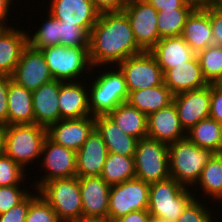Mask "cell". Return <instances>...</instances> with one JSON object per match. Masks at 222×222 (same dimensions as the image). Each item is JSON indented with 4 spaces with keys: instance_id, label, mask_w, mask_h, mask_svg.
I'll list each match as a JSON object with an SVG mask.
<instances>
[{
    "instance_id": "1",
    "label": "cell",
    "mask_w": 222,
    "mask_h": 222,
    "mask_svg": "<svg viewBox=\"0 0 222 222\" xmlns=\"http://www.w3.org/2000/svg\"><path fill=\"white\" fill-rule=\"evenodd\" d=\"M144 52L137 44L131 23L122 11L101 12L91 29L89 58L92 67L117 66Z\"/></svg>"
},
{
    "instance_id": "2",
    "label": "cell",
    "mask_w": 222,
    "mask_h": 222,
    "mask_svg": "<svg viewBox=\"0 0 222 222\" xmlns=\"http://www.w3.org/2000/svg\"><path fill=\"white\" fill-rule=\"evenodd\" d=\"M92 70H95L94 76L96 78L92 75L93 72H91L88 78L90 81L92 80V82L88 80V98L91 116L107 115L119 104L128 101L129 93L125 77L117 66H98Z\"/></svg>"
},
{
    "instance_id": "3",
    "label": "cell",
    "mask_w": 222,
    "mask_h": 222,
    "mask_svg": "<svg viewBox=\"0 0 222 222\" xmlns=\"http://www.w3.org/2000/svg\"><path fill=\"white\" fill-rule=\"evenodd\" d=\"M194 198L190 188L169 177L150 184L148 211L153 222H177Z\"/></svg>"
},
{
    "instance_id": "4",
    "label": "cell",
    "mask_w": 222,
    "mask_h": 222,
    "mask_svg": "<svg viewBox=\"0 0 222 222\" xmlns=\"http://www.w3.org/2000/svg\"><path fill=\"white\" fill-rule=\"evenodd\" d=\"M214 153L195 145L187 137L168 144L170 177L193 189Z\"/></svg>"
},
{
    "instance_id": "5",
    "label": "cell",
    "mask_w": 222,
    "mask_h": 222,
    "mask_svg": "<svg viewBox=\"0 0 222 222\" xmlns=\"http://www.w3.org/2000/svg\"><path fill=\"white\" fill-rule=\"evenodd\" d=\"M46 137L47 128L35 123L8 125L5 128L4 154L29 172L27 167L40 162Z\"/></svg>"
},
{
    "instance_id": "6",
    "label": "cell",
    "mask_w": 222,
    "mask_h": 222,
    "mask_svg": "<svg viewBox=\"0 0 222 222\" xmlns=\"http://www.w3.org/2000/svg\"><path fill=\"white\" fill-rule=\"evenodd\" d=\"M41 51L55 80L63 82L79 81L81 78L86 80L93 71L89 58V47L55 45L41 49Z\"/></svg>"
},
{
    "instance_id": "7",
    "label": "cell",
    "mask_w": 222,
    "mask_h": 222,
    "mask_svg": "<svg viewBox=\"0 0 222 222\" xmlns=\"http://www.w3.org/2000/svg\"><path fill=\"white\" fill-rule=\"evenodd\" d=\"M61 222H82V200L79 178L54 179L38 189Z\"/></svg>"
},
{
    "instance_id": "8",
    "label": "cell",
    "mask_w": 222,
    "mask_h": 222,
    "mask_svg": "<svg viewBox=\"0 0 222 222\" xmlns=\"http://www.w3.org/2000/svg\"><path fill=\"white\" fill-rule=\"evenodd\" d=\"M135 178L154 183L170 177L168 144L151 138L138 140L134 154Z\"/></svg>"
},
{
    "instance_id": "9",
    "label": "cell",
    "mask_w": 222,
    "mask_h": 222,
    "mask_svg": "<svg viewBox=\"0 0 222 222\" xmlns=\"http://www.w3.org/2000/svg\"><path fill=\"white\" fill-rule=\"evenodd\" d=\"M150 184L134 178L110 186L108 221L133 211L148 210Z\"/></svg>"
},
{
    "instance_id": "10",
    "label": "cell",
    "mask_w": 222,
    "mask_h": 222,
    "mask_svg": "<svg viewBox=\"0 0 222 222\" xmlns=\"http://www.w3.org/2000/svg\"><path fill=\"white\" fill-rule=\"evenodd\" d=\"M42 161V162H41ZM42 176L31 182L34 189H39L43 184L61 178H70L76 176V151L61 146L53 142L48 136L46 137L42 152L40 164Z\"/></svg>"
},
{
    "instance_id": "11",
    "label": "cell",
    "mask_w": 222,
    "mask_h": 222,
    "mask_svg": "<svg viewBox=\"0 0 222 222\" xmlns=\"http://www.w3.org/2000/svg\"><path fill=\"white\" fill-rule=\"evenodd\" d=\"M117 67L124 74L128 93L156 87L164 82L162 69L149 51L131 56Z\"/></svg>"
},
{
    "instance_id": "12",
    "label": "cell",
    "mask_w": 222,
    "mask_h": 222,
    "mask_svg": "<svg viewBox=\"0 0 222 222\" xmlns=\"http://www.w3.org/2000/svg\"><path fill=\"white\" fill-rule=\"evenodd\" d=\"M123 11L127 15L135 40L143 51H150L161 39L158 33V11L146 0L128 1Z\"/></svg>"
},
{
    "instance_id": "13",
    "label": "cell",
    "mask_w": 222,
    "mask_h": 222,
    "mask_svg": "<svg viewBox=\"0 0 222 222\" xmlns=\"http://www.w3.org/2000/svg\"><path fill=\"white\" fill-rule=\"evenodd\" d=\"M83 221H108L110 185L101 176L78 177Z\"/></svg>"
},
{
    "instance_id": "14",
    "label": "cell",
    "mask_w": 222,
    "mask_h": 222,
    "mask_svg": "<svg viewBox=\"0 0 222 222\" xmlns=\"http://www.w3.org/2000/svg\"><path fill=\"white\" fill-rule=\"evenodd\" d=\"M11 78L30 91L37 90L44 83L53 80L42 51L29 44L23 49Z\"/></svg>"
},
{
    "instance_id": "15",
    "label": "cell",
    "mask_w": 222,
    "mask_h": 222,
    "mask_svg": "<svg viewBox=\"0 0 222 222\" xmlns=\"http://www.w3.org/2000/svg\"><path fill=\"white\" fill-rule=\"evenodd\" d=\"M211 84L206 87L180 92L174 95L173 103L181 126L188 131L200 120L209 118Z\"/></svg>"
},
{
    "instance_id": "16",
    "label": "cell",
    "mask_w": 222,
    "mask_h": 222,
    "mask_svg": "<svg viewBox=\"0 0 222 222\" xmlns=\"http://www.w3.org/2000/svg\"><path fill=\"white\" fill-rule=\"evenodd\" d=\"M46 10L64 23L76 24L89 33L98 20L100 12L91 0H48Z\"/></svg>"
},
{
    "instance_id": "17",
    "label": "cell",
    "mask_w": 222,
    "mask_h": 222,
    "mask_svg": "<svg viewBox=\"0 0 222 222\" xmlns=\"http://www.w3.org/2000/svg\"><path fill=\"white\" fill-rule=\"evenodd\" d=\"M95 129V116L61 119L47 128V136L55 143L78 151Z\"/></svg>"
},
{
    "instance_id": "18",
    "label": "cell",
    "mask_w": 222,
    "mask_h": 222,
    "mask_svg": "<svg viewBox=\"0 0 222 222\" xmlns=\"http://www.w3.org/2000/svg\"><path fill=\"white\" fill-rule=\"evenodd\" d=\"M147 137L167 144L186 138L174 103L147 116Z\"/></svg>"
},
{
    "instance_id": "19",
    "label": "cell",
    "mask_w": 222,
    "mask_h": 222,
    "mask_svg": "<svg viewBox=\"0 0 222 222\" xmlns=\"http://www.w3.org/2000/svg\"><path fill=\"white\" fill-rule=\"evenodd\" d=\"M62 82L53 79L32 91L35 124L48 128L61 120L58 97Z\"/></svg>"
},
{
    "instance_id": "20",
    "label": "cell",
    "mask_w": 222,
    "mask_h": 222,
    "mask_svg": "<svg viewBox=\"0 0 222 222\" xmlns=\"http://www.w3.org/2000/svg\"><path fill=\"white\" fill-rule=\"evenodd\" d=\"M107 155V146L94 129L82 147L76 151V176H101Z\"/></svg>"
},
{
    "instance_id": "21",
    "label": "cell",
    "mask_w": 222,
    "mask_h": 222,
    "mask_svg": "<svg viewBox=\"0 0 222 222\" xmlns=\"http://www.w3.org/2000/svg\"><path fill=\"white\" fill-rule=\"evenodd\" d=\"M87 80L62 82L58 97L61 119L91 116Z\"/></svg>"
},
{
    "instance_id": "22",
    "label": "cell",
    "mask_w": 222,
    "mask_h": 222,
    "mask_svg": "<svg viewBox=\"0 0 222 222\" xmlns=\"http://www.w3.org/2000/svg\"><path fill=\"white\" fill-rule=\"evenodd\" d=\"M27 45L26 29L7 26L0 30V75L12 76Z\"/></svg>"
},
{
    "instance_id": "23",
    "label": "cell",
    "mask_w": 222,
    "mask_h": 222,
    "mask_svg": "<svg viewBox=\"0 0 222 222\" xmlns=\"http://www.w3.org/2000/svg\"><path fill=\"white\" fill-rule=\"evenodd\" d=\"M164 84L175 95L180 92L197 90L208 85L204 79L199 60H192L168 69L164 74Z\"/></svg>"
},
{
    "instance_id": "24",
    "label": "cell",
    "mask_w": 222,
    "mask_h": 222,
    "mask_svg": "<svg viewBox=\"0 0 222 222\" xmlns=\"http://www.w3.org/2000/svg\"><path fill=\"white\" fill-rule=\"evenodd\" d=\"M149 52L155 57L163 74L168 69L190 61L196 56L181 36L163 37Z\"/></svg>"
},
{
    "instance_id": "25",
    "label": "cell",
    "mask_w": 222,
    "mask_h": 222,
    "mask_svg": "<svg viewBox=\"0 0 222 222\" xmlns=\"http://www.w3.org/2000/svg\"><path fill=\"white\" fill-rule=\"evenodd\" d=\"M95 129L103 138L108 152L134 156L138 139L125 134L108 115L95 116Z\"/></svg>"
},
{
    "instance_id": "26",
    "label": "cell",
    "mask_w": 222,
    "mask_h": 222,
    "mask_svg": "<svg viewBox=\"0 0 222 222\" xmlns=\"http://www.w3.org/2000/svg\"><path fill=\"white\" fill-rule=\"evenodd\" d=\"M181 37L196 54L214 45L209 13L205 9H194L186 20Z\"/></svg>"
},
{
    "instance_id": "27",
    "label": "cell",
    "mask_w": 222,
    "mask_h": 222,
    "mask_svg": "<svg viewBox=\"0 0 222 222\" xmlns=\"http://www.w3.org/2000/svg\"><path fill=\"white\" fill-rule=\"evenodd\" d=\"M193 188L195 190H191L195 191L193 192V194L196 199H204L206 201V199L208 200L210 198L209 201L211 202L212 198V201L216 202L215 204H218V209H221L220 206L222 205L220 204H222V153H214L212 155V157L203 168L199 181ZM197 191L200 195L196 193Z\"/></svg>"
},
{
    "instance_id": "28",
    "label": "cell",
    "mask_w": 222,
    "mask_h": 222,
    "mask_svg": "<svg viewBox=\"0 0 222 222\" xmlns=\"http://www.w3.org/2000/svg\"><path fill=\"white\" fill-rule=\"evenodd\" d=\"M8 125L34 124L32 91L12 79L7 91Z\"/></svg>"
},
{
    "instance_id": "29",
    "label": "cell",
    "mask_w": 222,
    "mask_h": 222,
    "mask_svg": "<svg viewBox=\"0 0 222 222\" xmlns=\"http://www.w3.org/2000/svg\"><path fill=\"white\" fill-rule=\"evenodd\" d=\"M173 97L174 94L163 82L156 87L131 91L127 102L148 116L173 103Z\"/></svg>"
},
{
    "instance_id": "30",
    "label": "cell",
    "mask_w": 222,
    "mask_h": 222,
    "mask_svg": "<svg viewBox=\"0 0 222 222\" xmlns=\"http://www.w3.org/2000/svg\"><path fill=\"white\" fill-rule=\"evenodd\" d=\"M125 134L140 140L147 137V115L128 102L119 104L107 114Z\"/></svg>"
},
{
    "instance_id": "31",
    "label": "cell",
    "mask_w": 222,
    "mask_h": 222,
    "mask_svg": "<svg viewBox=\"0 0 222 222\" xmlns=\"http://www.w3.org/2000/svg\"><path fill=\"white\" fill-rule=\"evenodd\" d=\"M186 137L198 147L222 153V124L210 117L192 126Z\"/></svg>"
},
{
    "instance_id": "32",
    "label": "cell",
    "mask_w": 222,
    "mask_h": 222,
    "mask_svg": "<svg viewBox=\"0 0 222 222\" xmlns=\"http://www.w3.org/2000/svg\"><path fill=\"white\" fill-rule=\"evenodd\" d=\"M136 175L134 156L108 152L101 177L108 185L120 184L134 179Z\"/></svg>"
},
{
    "instance_id": "33",
    "label": "cell",
    "mask_w": 222,
    "mask_h": 222,
    "mask_svg": "<svg viewBox=\"0 0 222 222\" xmlns=\"http://www.w3.org/2000/svg\"><path fill=\"white\" fill-rule=\"evenodd\" d=\"M41 25L36 26L34 33L28 32V44L37 50L55 45H60L59 20L54 18L48 11ZM47 16V17H46Z\"/></svg>"
},
{
    "instance_id": "34",
    "label": "cell",
    "mask_w": 222,
    "mask_h": 222,
    "mask_svg": "<svg viewBox=\"0 0 222 222\" xmlns=\"http://www.w3.org/2000/svg\"><path fill=\"white\" fill-rule=\"evenodd\" d=\"M194 9H173L158 11L157 27L159 37L181 36L188 16Z\"/></svg>"
},
{
    "instance_id": "35",
    "label": "cell",
    "mask_w": 222,
    "mask_h": 222,
    "mask_svg": "<svg viewBox=\"0 0 222 222\" xmlns=\"http://www.w3.org/2000/svg\"><path fill=\"white\" fill-rule=\"evenodd\" d=\"M204 79L208 84L222 79V47L212 45L196 54Z\"/></svg>"
},
{
    "instance_id": "36",
    "label": "cell",
    "mask_w": 222,
    "mask_h": 222,
    "mask_svg": "<svg viewBox=\"0 0 222 222\" xmlns=\"http://www.w3.org/2000/svg\"><path fill=\"white\" fill-rule=\"evenodd\" d=\"M204 202L205 200L203 201V200L194 198L183 210L182 215L178 219L177 222H219L220 220L218 219H221V218H220V215L217 213L222 212V210L220 211L219 209L216 211L215 210L212 211L211 209L212 205L214 206L215 203L207 202V201L205 203ZM208 203H211V206H207ZM216 215L217 216L219 215V217L217 218Z\"/></svg>"
},
{
    "instance_id": "37",
    "label": "cell",
    "mask_w": 222,
    "mask_h": 222,
    "mask_svg": "<svg viewBox=\"0 0 222 222\" xmlns=\"http://www.w3.org/2000/svg\"><path fill=\"white\" fill-rule=\"evenodd\" d=\"M27 174L12 158L6 154L0 156V186L24 185Z\"/></svg>"
},
{
    "instance_id": "38",
    "label": "cell",
    "mask_w": 222,
    "mask_h": 222,
    "mask_svg": "<svg viewBox=\"0 0 222 222\" xmlns=\"http://www.w3.org/2000/svg\"><path fill=\"white\" fill-rule=\"evenodd\" d=\"M60 45L66 47H89L90 33L76 24L64 23L59 20Z\"/></svg>"
},
{
    "instance_id": "39",
    "label": "cell",
    "mask_w": 222,
    "mask_h": 222,
    "mask_svg": "<svg viewBox=\"0 0 222 222\" xmlns=\"http://www.w3.org/2000/svg\"><path fill=\"white\" fill-rule=\"evenodd\" d=\"M25 185L0 186V214L7 212L12 207L21 203L34 189V186L29 185V188H23ZM32 188V189H31ZM31 190V191H30Z\"/></svg>"
},
{
    "instance_id": "40",
    "label": "cell",
    "mask_w": 222,
    "mask_h": 222,
    "mask_svg": "<svg viewBox=\"0 0 222 222\" xmlns=\"http://www.w3.org/2000/svg\"><path fill=\"white\" fill-rule=\"evenodd\" d=\"M25 222H61L53 208L39 194L30 204Z\"/></svg>"
},
{
    "instance_id": "41",
    "label": "cell",
    "mask_w": 222,
    "mask_h": 222,
    "mask_svg": "<svg viewBox=\"0 0 222 222\" xmlns=\"http://www.w3.org/2000/svg\"><path fill=\"white\" fill-rule=\"evenodd\" d=\"M38 195V190L33 189L21 203L0 214V222H25L30 204Z\"/></svg>"
},
{
    "instance_id": "42",
    "label": "cell",
    "mask_w": 222,
    "mask_h": 222,
    "mask_svg": "<svg viewBox=\"0 0 222 222\" xmlns=\"http://www.w3.org/2000/svg\"><path fill=\"white\" fill-rule=\"evenodd\" d=\"M205 10L210 16L214 45L222 47V6H211Z\"/></svg>"
},
{
    "instance_id": "43",
    "label": "cell",
    "mask_w": 222,
    "mask_h": 222,
    "mask_svg": "<svg viewBox=\"0 0 222 222\" xmlns=\"http://www.w3.org/2000/svg\"><path fill=\"white\" fill-rule=\"evenodd\" d=\"M209 117L222 124V85L219 83H211Z\"/></svg>"
},
{
    "instance_id": "44",
    "label": "cell",
    "mask_w": 222,
    "mask_h": 222,
    "mask_svg": "<svg viewBox=\"0 0 222 222\" xmlns=\"http://www.w3.org/2000/svg\"><path fill=\"white\" fill-rule=\"evenodd\" d=\"M11 79V76L0 75V124L5 126L8 118L7 91Z\"/></svg>"
},
{
    "instance_id": "45",
    "label": "cell",
    "mask_w": 222,
    "mask_h": 222,
    "mask_svg": "<svg viewBox=\"0 0 222 222\" xmlns=\"http://www.w3.org/2000/svg\"><path fill=\"white\" fill-rule=\"evenodd\" d=\"M150 5L156 8L157 11L173 10V9H194L186 4L184 0H146Z\"/></svg>"
},
{
    "instance_id": "46",
    "label": "cell",
    "mask_w": 222,
    "mask_h": 222,
    "mask_svg": "<svg viewBox=\"0 0 222 222\" xmlns=\"http://www.w3.org/2000/svg\"><path fill=\"white\" fill-rule=\"evenodd\" d=\"M94 7L101 12L122 11L126 6V0H91Z\"/></svg>"
},
{
    "instance_id": "47",
    "label": "cell",
    "mask_w": 222,
    "mask_h": 222,
    "mask_svg": "<svg viewBox=\"0 0 222 222\" xmlns=\"http://www.w3.org/2000/svg\"><path fill=\"white\" fill-rule=\"evenodd\" d=\"M114 222H153L148 210H139L121 216Z\"/></svg>"
},
{
    "instance_id": "48",
    "label": "cell",
    "mask_w": 222,
    "mask_h": 222,
    "mask_svg": "<svg viewBox=\"0 0 222 222\" xmlns=\"http://www.w3.org/2000/svg\"><path fill=\"white\" fill-rule=\"evenodd\" d=\"M13 1L19 2L18 0H0V24L4 27L13 25L18 26V24L16 25V23L10 24L11 21L7 18L8 16L9 18L12 17L10 14L13 11L12 9H14V7L12 6L14 5Z\"/></svg>"
},
{
    "instance_id": "49",
    "label": "cell",
    "mask_w": 222,
    "mask_h": 222,
    "mask_svg": "<svg viewBox=\"0 0 222 222\" xmlns=\"http://www.w3.org/2000/svg\"><path fill=\"white\" fill-rule=\"evenodd\" d=\"M186 4L194 9H206L212 6V0H184Z\"/></svg>"
},
{
    "instance_id": "50",
    "label": "cell",
    "mask_w": 222,
    "mask_h": 222,
    "mask_svg": "<svg viewBox=\"0 0 222 222\" xmlns=\"http://www.w3.org/2000/svg\"><path fill=\"white\" fill-rule=\"evenodd\" d=\"M5 128H6L5 125L0 124V156H2L4 154Z\"/></svg>"
},
{
    "instance_id": "51",
    "label": "cell",
    "mask_w": 222,
    "mask_h": 222,
    "mask_svg": "<svg viewBox=\"0 0 222 222\" xmlns=\"http://www.w3.org/2000/svg\"><path fill=\"white\" fill-rule=\"evenodd\" d=\"M212 6H222V0H212Z\"/></svg>"
},
{
    "instance_id": "52",
    "label": "cell",
    "mask_w": 222,
    "mask_h": 222,
    "mask_svg": "<svg viewBox=\"0 0 222 222\" xmlns=\"http://www.w3.org/2000/svg\"><path fill=\"white\" fill-rule=\"evenodd\" d=\"M83 222H109V221H83Z\"/></svg>"
}]
</instances>
